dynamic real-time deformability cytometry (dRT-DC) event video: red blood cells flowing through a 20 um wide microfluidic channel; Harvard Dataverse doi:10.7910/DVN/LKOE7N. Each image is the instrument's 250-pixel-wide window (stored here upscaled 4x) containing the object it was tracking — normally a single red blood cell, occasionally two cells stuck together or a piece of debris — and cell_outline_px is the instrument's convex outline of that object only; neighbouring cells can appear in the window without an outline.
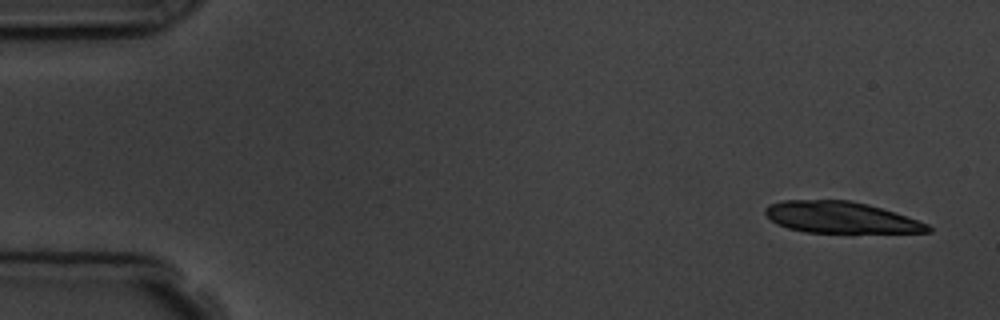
{"species": "common noctule bat (a hibernating species)", "species_latin": "Nyctalus noctula", "temperature_condition": "room temperature", "stored_images_in_passage": 8, "camera_frame_rate_fps": 3000, "um_per_image_px": 0.085, "animal": {"sex": "male", "body_mass_g": 19.5, "forearm_length_mm": 54.6}, "frame": {"image": 1, "passage_image": 1, "time_ms": 0.0, "image_size_px": [1000, 320], "cell_outline_px": [[932, 232], [852, 236], [804, 232], [788, 228], [776, 224], [764, 212], [764, 208], [768, 204], [784, 200], [848, 200], [868, 204], [896, 212], [928, 224], [932, 228]], "centroid_in_image_um": [71.55, 18.55], "position_along_channel_um": 13.4, "area_um2": 31.5}}